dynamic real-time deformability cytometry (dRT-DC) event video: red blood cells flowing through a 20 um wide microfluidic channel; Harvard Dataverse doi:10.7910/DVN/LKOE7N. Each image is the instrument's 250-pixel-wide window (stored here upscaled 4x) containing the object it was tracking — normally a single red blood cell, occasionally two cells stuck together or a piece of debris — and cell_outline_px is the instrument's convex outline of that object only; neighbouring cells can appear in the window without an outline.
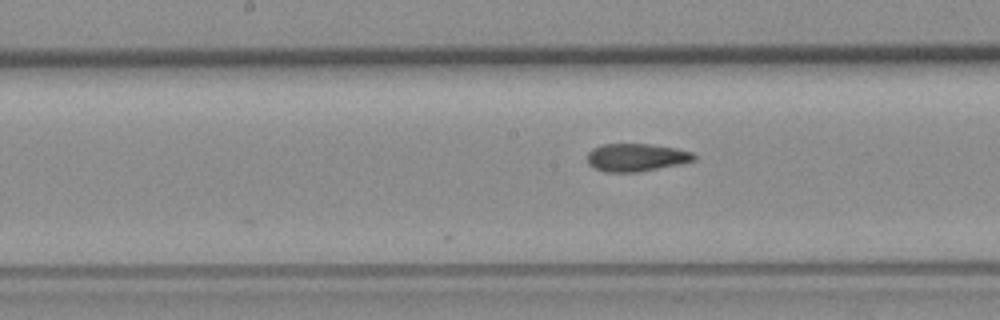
{"species": "common noctule bat (a hibernating species)", "species_latin": "Nyctalus noctula", "temperature_condition": "room temperature", "stored_images_in_passage": 10, "segment_of_instrument_passage": [2, 2], "camera_frame_rate_fps": 3000, "um_per_image_px": 0.085, "animal": {"sex": "female", "body_mass_g": 19.3, "forearm_length_mm": 54.1}, "frame": {"image": 1, "passage_image": 10, "time_ms": 3.0, "image_size_px": [1000, 320], "cell_outline_px": [[696, 160], [680, 164], [640, 172], [604, 172], [588, 164], [588, 152], [592, 148], [604, 144], [648, 144], [672, 148], [692, 152], [696, 156]], "centroid_in_image_um": [54.07, 13.39], "position_along_channel_um": 194.1, "area_um2": 17.22}}